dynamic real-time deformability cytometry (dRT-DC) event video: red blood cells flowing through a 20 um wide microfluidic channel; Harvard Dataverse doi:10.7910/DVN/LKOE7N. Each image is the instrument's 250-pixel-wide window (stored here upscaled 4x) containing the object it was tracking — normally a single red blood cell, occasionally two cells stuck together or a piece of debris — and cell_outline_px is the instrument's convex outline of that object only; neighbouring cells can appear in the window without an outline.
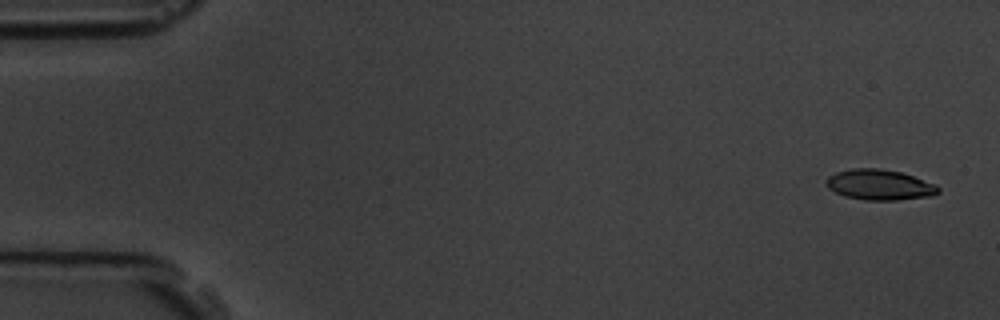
{"species": "common noctule bat (a hibernating species)", "species_latin": "Nyctalus noctula", "temperature_condition": "room temperature", "stored_images_in_passage": 5, "camera_frame_rate_fps": 3000, "um_per_image_px": 0.085, "animal": {"sex": "male", "body_mass_g": 19.5, "forearm_length_mm": 54.6}, "frame": {"image": 1, "passage_image": 1, "time_ms": 0.0, "image_size_px": [1000, 320], "cell_outline_px": [[940, 192], [932, 196], [896, 200], [864, 200], [844, 196], [828, 188], [824, 184], [824, 180], [828, 176], [836, 172], [852, 168], [880, 168], [900, 172], [936, 184], [940, 188]], "centroid_in_image_um": [74.74, 15.7], "position_along_channel_um": 10.3, "area_um2": 20.06}}
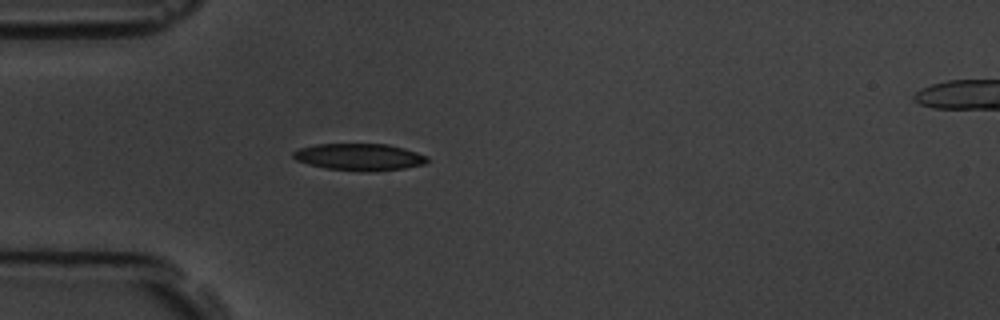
{"frame": {"image": 2, "passage_image": 5, "time_ms": 4.667, "image_size_px": [1000, 320], "cell_outline_px": [[428, 160], [424, 164], [404, 168], [328, 168], [308, 164], [296, 160], [292, 156], [292, 152], [300, 148], [316, 144], [388, 144], [404, 148], [428, 156]], "centroid_in_image_um": [30.52, 13.28], "position_along_channel_um": 54.5, "area_um2": 19.83}}